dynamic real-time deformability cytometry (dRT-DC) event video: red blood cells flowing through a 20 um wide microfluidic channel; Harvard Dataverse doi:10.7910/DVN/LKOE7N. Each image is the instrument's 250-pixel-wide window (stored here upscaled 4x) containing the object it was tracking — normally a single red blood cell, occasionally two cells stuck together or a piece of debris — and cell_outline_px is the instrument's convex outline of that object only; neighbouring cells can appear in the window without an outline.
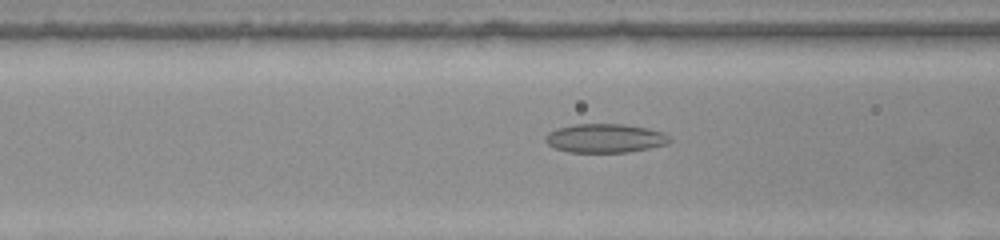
{"species": "common noctule bat (a hibernating species)", "species_latin": "Nyctalus noctula", "temperature_condition": "warm", "stored_images_in_passage": 36, "camera_frame_rate_fps": 3000, "um_per_image_px": 0.085, "animal": {"sex": "female", "body_mass_g": 22.0, "forearm_length_mm": 56.7}, "frame": {"image": 1, "passage_image": 9, "time_ms": 2.667, "image_size_px": [1000, 240], "cell_outline_px": [[672, 140], [668, 144], [628, 152], [568, 152], [556, 148], [548, 144], [544, 140], [548, 132], [556, 128], [576, 124], [620, 124], [648, 128], [664, 132]], "centroid_in_image_um": [51.44, 11.75], "position_along_channel_um": 115.2, "area_um2": 20.87}}
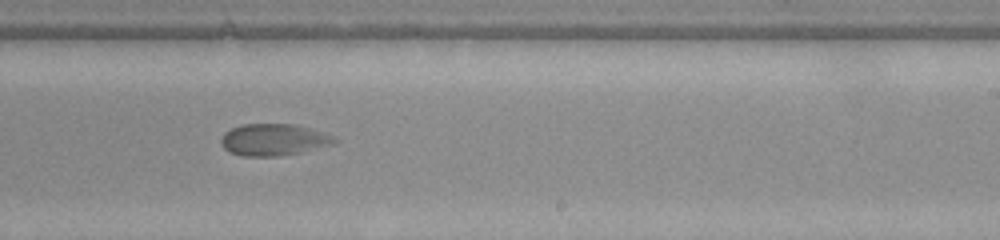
{"frame": {"image": 2, "passage_image": 20, "time_ms": 6.333, "image_size_px": [1000, 240], "cell_outline_px": [[340, 140], [332, 144], [300, 152], [276, 156], [244, 156], [228, 152], [224, 148], [220, 140], [224, 132], [232, 128], [244, 124], [292, 124], [308, 128]], "centroid_in_image_um": [23.18, 11.88], "position_along_channel_um": 265.8, "area_um2": 20.58}}
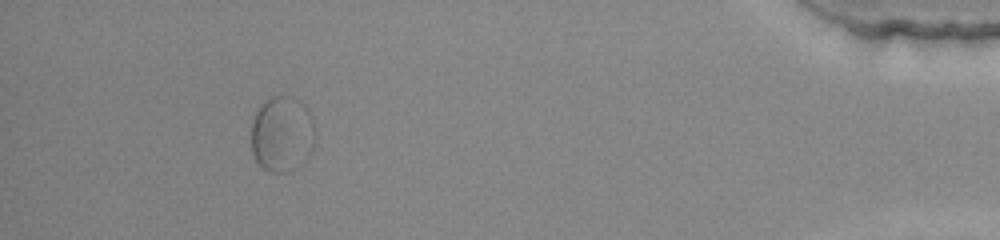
{"frame": {"image": 3, "passage_image": 35, "time_ms": 11.333, "image_size_px": [1000, 240], "cell_outline_px": [[316, 136], [296, 168], [284, 172], [272, 172], [264, 168], [256, 160], [252, 152], [252, 120], [260, 104], [264, 100], [272, 96], [292, 96], [304, 104], [308, 108], [312, 116], [316, 128]], "centroid_in_image_um": [23.96, 11.32], "position_along_channel_um": 411.2, "area_um2": 27.98}}